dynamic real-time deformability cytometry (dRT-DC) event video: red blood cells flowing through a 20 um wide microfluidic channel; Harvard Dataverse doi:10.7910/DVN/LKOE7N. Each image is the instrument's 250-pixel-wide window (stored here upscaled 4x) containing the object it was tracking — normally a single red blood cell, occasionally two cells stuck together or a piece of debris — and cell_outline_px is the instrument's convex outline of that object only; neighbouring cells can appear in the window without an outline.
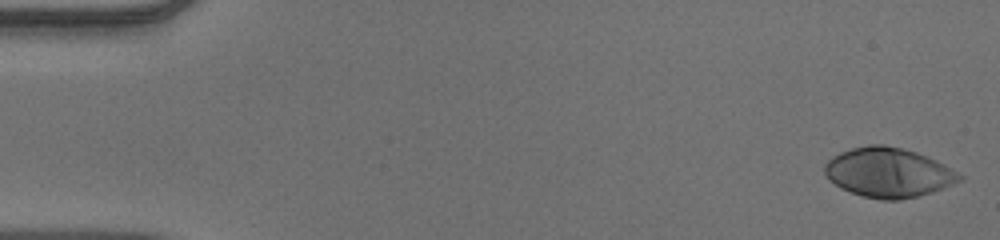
{"species": "human", "species_latin": "Homo sapiens", "temperature_condition": "warm", "stored_images_in_passage": 52, "camera_frame_rate_fps": 3000, "um_per_image_px": 0.085, "donor": {"sex": "male"}, "frame": {"image": 1, "passage_image": 1, "time_ms": 0.0, "image_size_px": [1000, 240], "cell_outline_px": [[964, 180], [944, 188], [932, 192], [900, 200], [884, 200], [864, 196], [840, 188], [824, 172], [824, 164], [832, 156], [840, 152], [852, 148], [868, 144], [884, 144], [916, 152], [936, 160], [944, 164], [964, 176]], "centroid_in_image_um": [75.54, 14.66], "position_along_channel_um": 9.5, "area_um2": 38.84}}
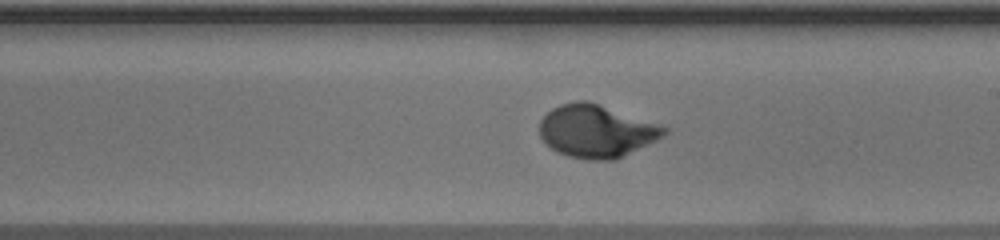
{"frame": {"image": 2, "passage_image": 30, "time_ms": 9.667, "image_size_px": [1000, 240], "cell_outline_px": [[668, 132], [664, 136], [616, 160], [588, 160], [568, 156], [556, 152], [540, 136], [540, 120], [552, 108], [560, 104], [576, 100], [588, 100], [600, 104], [668, 128]], "centroid_in_image_um": [50.68, 11.15], "position_along_channel_um": 238.3, "area_um2": 38.09}}
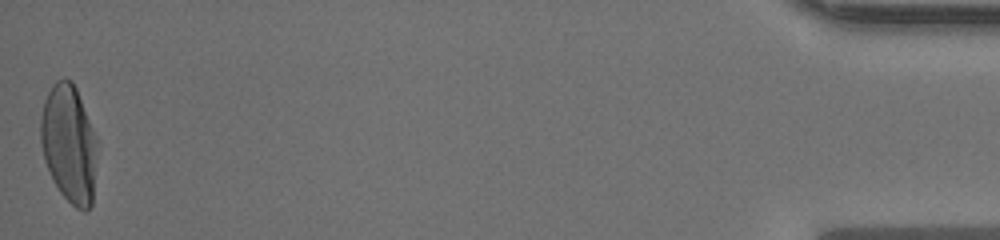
{"frame": {"image": 3, "passage_image": 52, "time_ms": 17.0, "image_size_px": [1000, 240], "cell_outline_px": [[96, 140], [92, 204], [84, 212], [76, 208], [60, 192], [44, 160], [40, 140], [40, 116], [44, 100], [52, 84], [56, 80], [64, 76], [72, 80], [76, 88], [96, 136]], "centroid_in_image_um": [5.83, 12.16], "position_along_channel_um": 429.4, "area_um2": 38.49}, "authors_computed_cell_mechanics": {"area_um2": 37.1943, "velocity_mm_per_s": 3.8898, "shape_relaxation_time_tau1_ms": 3.5468, "shape_relaxation_time_tau2_ms": null, "deformation_change_tau1": 0.2251, "deformation_change_tau2": null}}